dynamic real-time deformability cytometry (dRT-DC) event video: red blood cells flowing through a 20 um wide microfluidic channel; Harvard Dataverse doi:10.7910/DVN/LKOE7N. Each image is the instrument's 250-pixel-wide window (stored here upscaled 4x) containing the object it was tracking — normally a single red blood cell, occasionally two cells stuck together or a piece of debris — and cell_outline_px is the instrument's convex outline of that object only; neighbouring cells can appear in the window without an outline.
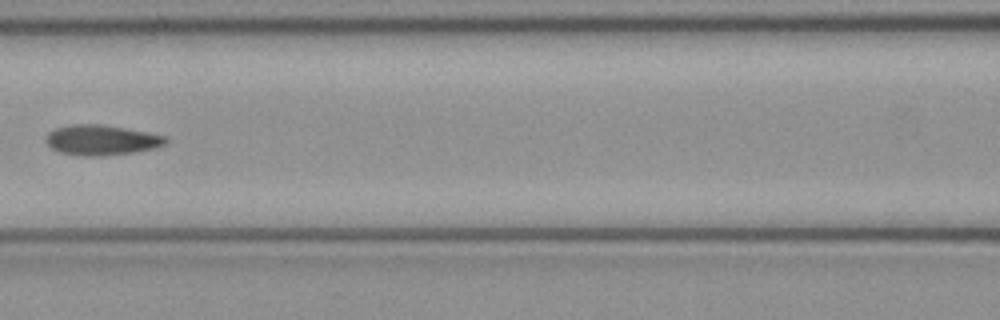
{"species": "common noctule bat (a hibernating species)", "species_latin": "Nyctalus noctula", "temperature_condition": "cold", "stored_images_in_passage": 7, "camera_frame_rate_fps": 3000, "um_per_image_px": 0.085, "animal": {"sex": "female", "body_mass_g": 21.9}, "frame": {"image": 1, "passage_image": 7, "time_ms": 2.0, "image_size_px": [1000, 320], "cell_outline_px": [[168, 144], [156, 148], [136, 152], [104, 156], [80, 156], [60, 152], [52, 148], [44, 140], [48, 132], [56, 128], [72, 124], [100, 124], [148, 132], [168, 136]], "centroid_in_image_um": [8.67, 11.91], "position_along_channel_um": 157.9, "area_um2": 21.39}}